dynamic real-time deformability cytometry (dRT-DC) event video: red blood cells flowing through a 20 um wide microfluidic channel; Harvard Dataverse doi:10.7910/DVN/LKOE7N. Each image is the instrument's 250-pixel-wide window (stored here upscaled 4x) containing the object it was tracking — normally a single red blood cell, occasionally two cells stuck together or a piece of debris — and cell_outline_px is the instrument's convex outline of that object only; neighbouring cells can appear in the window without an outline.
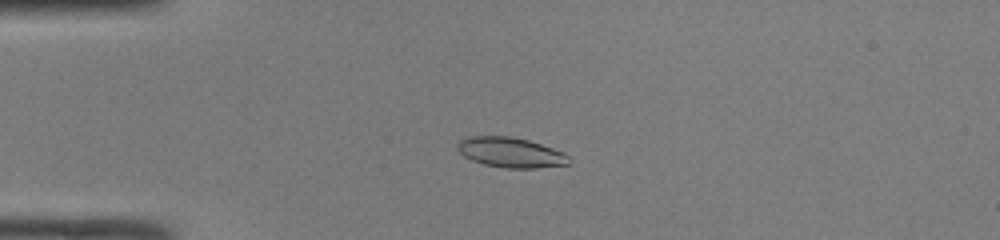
{"species": "common noctule bat (a hibernating species)", "species_latin": "Nyctalus noctula", "temperature_condition": "room temperature", "stored_images_in_passage": 38, "camera_frame_rate_fps": 3000, "um_per_image_px": 0.085, "animal": {"sex": "male", "body_mass_g": 19.0, "forearm_length_mm": 50.8}, "frame": {"image": 1, "passage_image": 2, "time_ms": 0.333, "image_size_px": [1000, 240], "cell_outline_px": [[572, 160], [568, 164], [536, 168], [504, 168], [484, 164], [472, 160], [464, 156], [456, 148], [456, 144], [460, 140], [468, 136], [508, 136], [528, 140], [564, 152]], "centroid_in_image_um": [43.39, 12.96], "position_along_channel_um": 41.6, "area_um2": 19.54}}
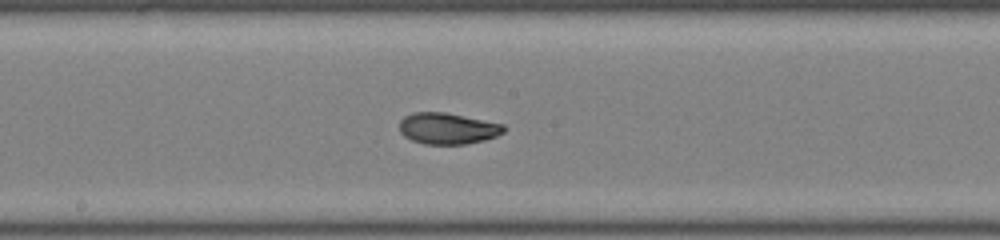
{"frame": {"image": 2, "passage_image": 16, "time_ms": 5.0, "image_size_px": [1000, 240], "cell_outline_px": [[508, 128], [504, 132], [496, 136], [484, 140], [464, 144], [424, 144], [412, 140], [404, 136], [400, 132], [400, 120], [404, 116], [412, 112], [444, 112], [504, 124]], "centroid_in_image_um": [38.05, 10.91], "position_along_channel_um": 210.1, "area_um2": 19.07}}
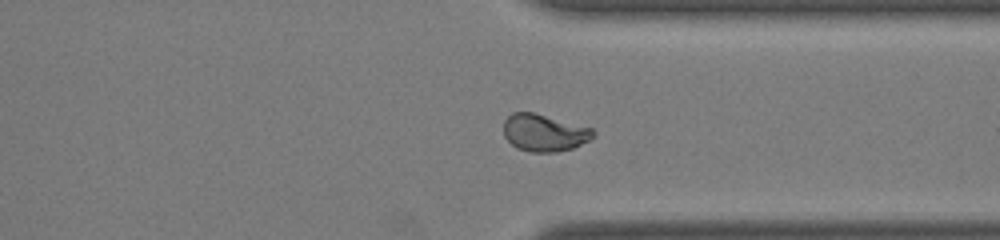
{"frame": {"image": 3, "passage_image": 27, "time_ms": 8.667, "image_size_px": [1000, 240], "cell_outline_px": [[596, 136], [572, 148], [556, 152], [532, 152], [516, 148], [504, 136], [504, 120], [512, 112], [532, 112], [592, 128], [596, 132]], "centroid_in_image_um": [46.25, 11.28], "position_along_channel_um": 365.2, "area_um2": 19.31}, "authors_computed_cell_mechanics": {"area_um2": 19.363, "velocity_mm_per_s": 4.2091, "shape_relaxation_time_tau1_ms": 6.0591, "shape_relaxation_time_tau2_ms": 1.2788, "deformation_change_tau1": 0.1853, "deformation_change_tau2": 0.0482}}